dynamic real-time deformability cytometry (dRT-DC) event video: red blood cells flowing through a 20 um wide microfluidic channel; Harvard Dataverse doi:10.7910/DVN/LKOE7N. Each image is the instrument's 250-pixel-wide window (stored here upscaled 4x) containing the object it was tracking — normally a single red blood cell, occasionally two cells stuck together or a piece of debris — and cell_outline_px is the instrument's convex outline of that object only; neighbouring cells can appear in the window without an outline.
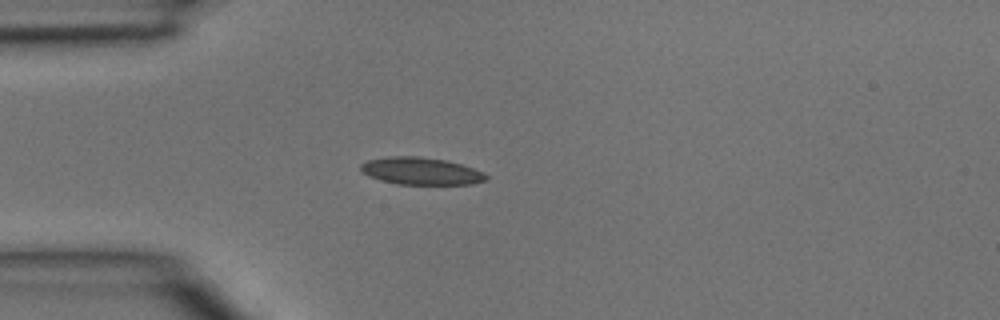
{"species": "common noctule bat (a hibernating species)", "species_latin": "Nyctalus noctula", "temperature_condition": "room temperature", "stored_images_in_passage": 3, "camera_frame_rate_fps": 3000, "um_per_image_px": 0.085, "animal": {"sex": "male", "body_mass_g": 15.6}, "frame": {"image": 1, "passage_image": 3, "time_ms": 0.667, "image_size_px": [1000, 320], "cell_outline_px": [[488, 180], [472, 184], [396, 184], [368, 176], [360, 168], [360, 164], [368, 160], [392, 156], [416, 156], [444, 160], [460, 164], [484, 172], [488, 176]], "centroid_in_image_um": [35.8, 14.55], "position_along_channel_um": 49.2, "area_um2": 19.77}}